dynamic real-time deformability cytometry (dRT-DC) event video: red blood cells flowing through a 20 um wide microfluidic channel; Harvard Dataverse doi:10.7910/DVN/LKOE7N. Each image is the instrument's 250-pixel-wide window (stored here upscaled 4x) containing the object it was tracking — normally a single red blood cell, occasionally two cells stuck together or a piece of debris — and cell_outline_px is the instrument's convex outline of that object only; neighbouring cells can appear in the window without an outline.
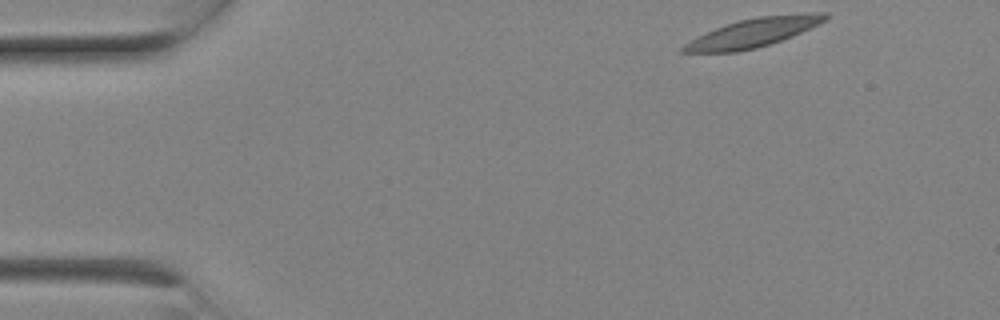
{"species": "Egyptian fruit bat (a non-hibernating species)", "species_latin": "Rousettus aegyptiacus", "temperature_condition": "room temperature", "stored_images_in_passage": 6, "camera_frame_rate_fps": 3000, "um_per_image_px": 0.085, "animal": {"sex": "female"}, "frame": {"image": 1, "passage_image": 1, "time_ms": 0.0, "image_size_px": [1000, 320], "cell_outline_px": [[828, 20], [792, 36], [756, 48], [736, 52], [680, 52], [680, 48], [684, 44], [716, 28], [740, 20], [756, 16], [808, 12], [828, 12]], "centroid_in_image_um": [64.11, 2.75], "position_along_channel_um": 20.9, "area_um2": 23.58}}
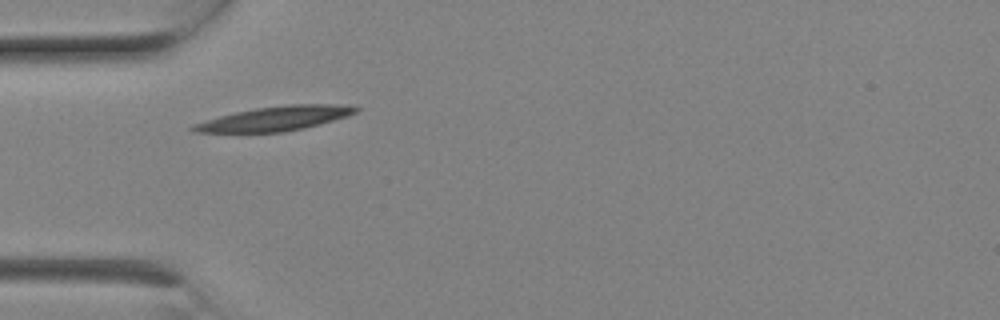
{"frame": {"image": 2, "passage_image": 5, "time_ms": 1.333, "image_size_px": [1000, 320], "cell_outline_px": [[360, 108], [356, 112], [348, 116], [320, 124], [304, 128], [284, 132], [196, 132], [188, 128], [192, 124], [220, 116], [236, 112], [256, 108], [288, 104], [336, 104]], "centroid_in_image_um": [23.38, 10.08], "position_along_channel_um": 61.6, "area_um2": 22.89}}